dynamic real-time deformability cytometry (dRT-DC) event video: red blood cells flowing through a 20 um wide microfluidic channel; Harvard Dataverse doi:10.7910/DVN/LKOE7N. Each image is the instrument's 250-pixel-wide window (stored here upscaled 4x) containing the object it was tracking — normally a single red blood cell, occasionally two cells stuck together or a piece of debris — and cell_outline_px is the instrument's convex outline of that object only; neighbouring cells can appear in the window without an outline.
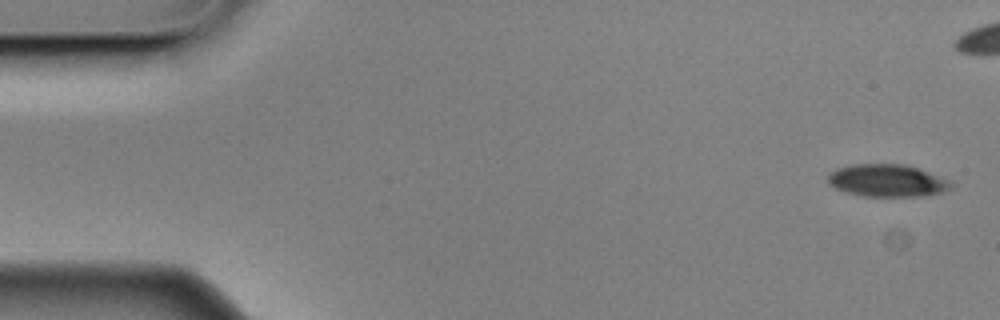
{"species": "Egyptian fruit bat (a non-hibernating species)", "species_latin": "Rousettus aegyptiacus", "temperature_condition": "cold", "stored_images_in_passage": 11, "camera_frame_rate_fps": 3000, "um_per_image_px": 0.085, "animal": {"sex": "male"}, "frame": {"image": 1, "passage_image": 1, "time_ms": 0.0, "image_size_px": [1000, 320], "cell_outline_px": [[956, 184], [952, 188], [940, 192], [924, 196], [864, 196], [844, 192], [828, 184], [828, 176], [836, 168], [852, 164], [908, 164], [952, 180]], "centroid_in_image_um": [75.46, 15.34], "position_along_channel_um": 9.5, "area_um2": 23.58}}